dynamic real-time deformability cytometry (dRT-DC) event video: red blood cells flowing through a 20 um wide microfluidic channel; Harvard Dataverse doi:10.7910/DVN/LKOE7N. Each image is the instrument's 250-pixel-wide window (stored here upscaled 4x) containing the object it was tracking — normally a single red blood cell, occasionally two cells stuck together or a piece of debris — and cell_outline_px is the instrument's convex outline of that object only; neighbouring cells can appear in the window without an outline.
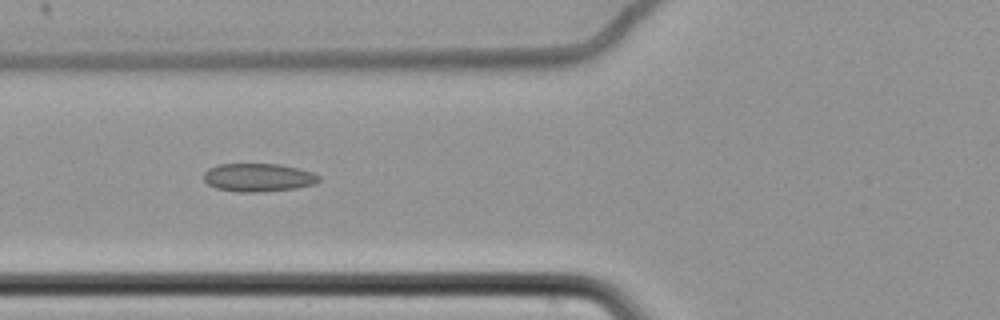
{"species": "common noctule bat (a hibernating species)", "species_latin": "Nyctalus noctula", "temperature_condition": "cold", "stored_images_in_passage": 11, "camera_frame_rate_fps": 3000, "um_per_image_px": 0.085, "animal": {"sex": "female", "body_mass_g": 22.7, "forearm_length_mm": 54.2}, "frame": {"image": 1, "passage_image": 7, "time_ms": 2.0, "image_size_px": [1000, 320], "cell_outline_px": [[320, 180], [316, 184], [296, 188], [260, 192], [236, 192], [216, 188], [208, 184], [204, 180], [204, 172], [208, 168], [220, 164], [280, 164], [300, 168], [312, 172], [320, 176]], "centroid_in_image_um": [21.97, 15.09], "position_along_channel_um": 103.8, "area_um2": 19.13}}
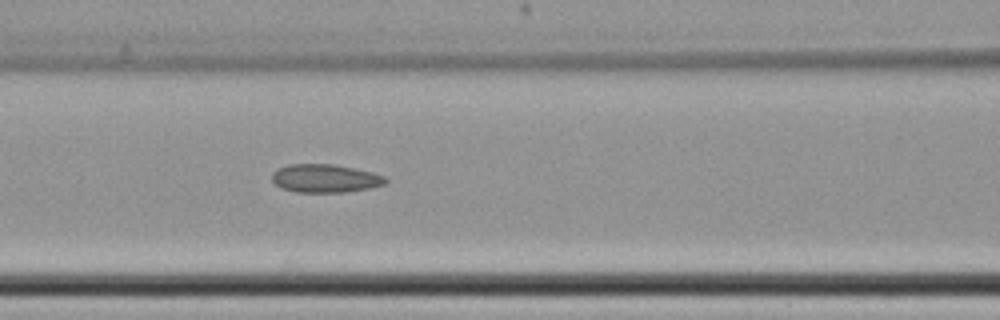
{"frame": {"image": 2, "passage_image": 10, "time_ms": 3.0, "image_size_px": [1000, 320], "cell_outline_px": [[388, 180], [384, 184], [368, 188], [344, 192], [296, 192], [280, 188], [272, 180], [272, 172], [276, 168], [288, 164], [332, 164], [372, 172], [384, 176]], "centroid_in_image_um": [27.58, 15.16], "position_along_channel_um": 139.0, "area_um2": 18.67}}